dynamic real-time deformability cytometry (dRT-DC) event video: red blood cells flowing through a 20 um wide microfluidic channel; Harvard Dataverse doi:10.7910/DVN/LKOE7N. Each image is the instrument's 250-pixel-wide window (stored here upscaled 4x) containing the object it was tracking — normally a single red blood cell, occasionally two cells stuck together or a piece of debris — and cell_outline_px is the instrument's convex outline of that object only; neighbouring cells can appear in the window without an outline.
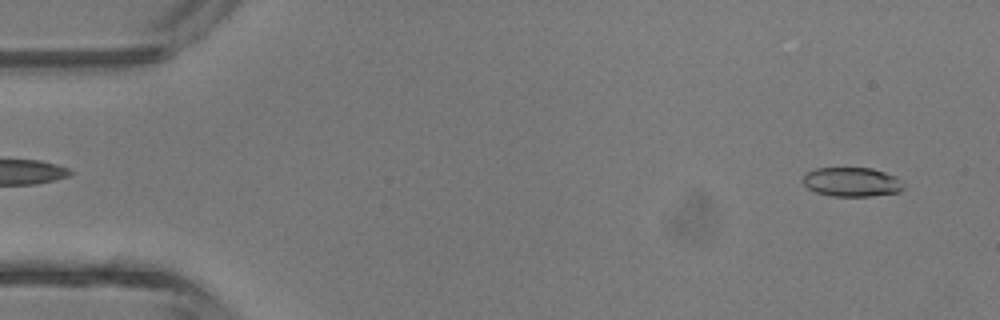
{"species": "common noctule bat (a hibernating species)", "species_latin": "Nyctalus noctula", "temperature_condition": "room temperature", "stored_images_in_passage": 5, "segment_of_instrument_passage": [2, 2], "camera_frame_rate_fps": 3000, "um_per_image_px": 0.085, "animal": {"sex": "male", "body_mass_g": 13.3}, "frame": {"image": 1, "passage_image": 5, "time_ms": 4.667, "image_size_px": [1000, 320], "cell_outline_px": [[904, 188], [900, 192], [872, 196], [832, 196], [816, 192], [808, 188], [800, 180], [808, 172], [816, 168], [872, 168], [896, 176], [904, 184]], "centroid_in_image_um": [72.42, 15.47], "position_along_channel_um": 12.6, "area_um2": 17.22}}